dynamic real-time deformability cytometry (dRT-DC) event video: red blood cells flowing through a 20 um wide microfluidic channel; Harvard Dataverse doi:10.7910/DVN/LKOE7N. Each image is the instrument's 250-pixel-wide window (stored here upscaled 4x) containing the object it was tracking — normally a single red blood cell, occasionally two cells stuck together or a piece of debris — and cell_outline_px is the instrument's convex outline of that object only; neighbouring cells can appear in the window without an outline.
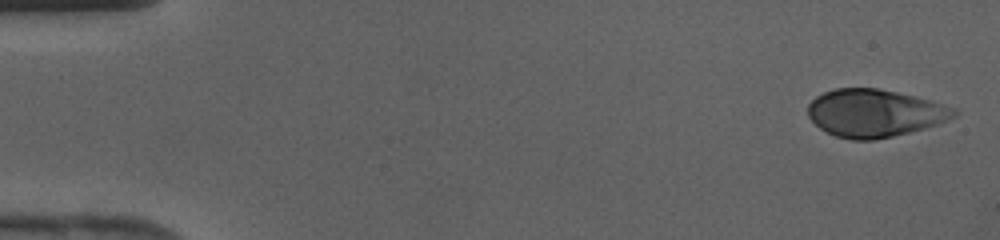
{"species": "human", "species_latin": "Homo sapiens", "temperature_condition": "cold", "stored_images_in_passage": 42, "camera_frame_rate_fps": 3000, "um_per_image_px": 0.085, "donor": {"sex": "female"}, "frame": {"image": 1, "passage_image": 1, "time_ms": 0.0, "image_size_px": [1000, 240], "cell_outline_px": [[960, 112], [956, 116], [948, 120], [924, 128], [876, 140], [852, 140], [836, 136], [820, 128], [808, 116], [808, 104], [816, 96], [824, 92], [836, 88], [876, 88], [896, 92], [928, 100], [956, 108]], "centroid_in_image_um": [74.34, 9.62], "position_along_channel_um": 10.7, "area_um2": 40.29}}
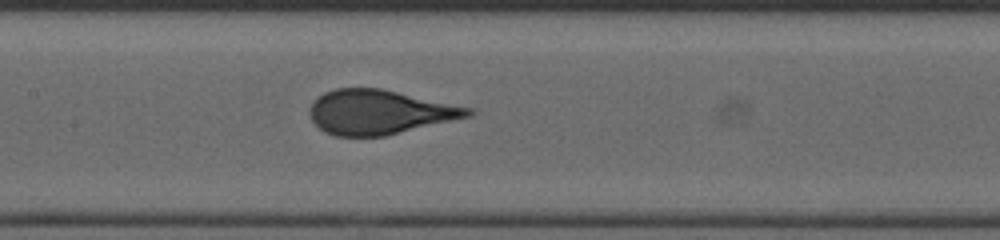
{"frame": {"image": 2, "passage_image": 20, "time_ms": 6.333, "image_size_px": [1000, 240], "cell_outline_px": [[476, 112], [472, 116], [384, 136], [336, 136], [324, 132], [312, 120], [308, 112], [312, 104], [324, 92], [336, 88], [380, 88], [472, 108]], "centroid_in_image_um": [32.26, 9.53], "position_along_channel_um": 175.1, "area_um2": 40.75}}
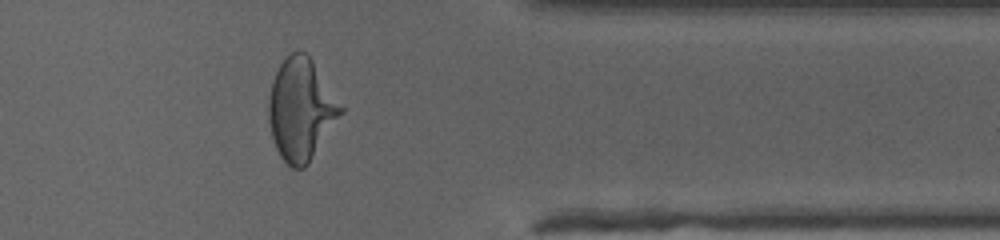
{"frame": {"image": 3, "passage_image": 34, "time_ms": 11.0, "image_size_px": [1000, 240], "cell_outline_px": [[344, 112], [308, 164], [304, 168], [292, 168], [280, 156], [276, 148], [272, 136], [268, 120], [268, 100], [272, 80], [280, 64], [292, 52], [304, 52], [312, 60], [344, 108]], "centroid_in_image_um": [25.58, 9.33], "position_along_channel_um": 385.8, "area_um2": 42.54}}